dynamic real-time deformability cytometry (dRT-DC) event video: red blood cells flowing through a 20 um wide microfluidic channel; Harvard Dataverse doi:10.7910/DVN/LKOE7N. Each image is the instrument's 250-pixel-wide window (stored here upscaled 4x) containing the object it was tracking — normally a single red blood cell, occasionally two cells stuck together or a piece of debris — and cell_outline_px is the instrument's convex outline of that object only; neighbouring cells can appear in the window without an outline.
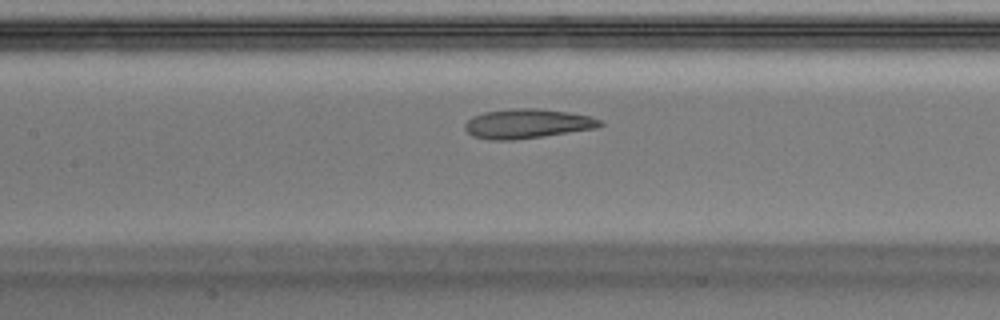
{"species": "Egyptian fruit bat (a non-hibernating species)", "species_latin": "Rousettus aegyptiacus", "temperature_condition": "warm", "stored_images_in_passage": 47, "camera_frame_rate_fps": 3000, "um_per_image_px": 0.085, "animal": {"sex": "male"}, "frame": {"image": 1, "passage_image": 21, "time_ms": 6.667, "image_size_px": [1000, 320], "cell_outline_px": [[604, 124], [596, 128], [516, 140], [488, 140], [472, 136], [464, 128], [464, 124], [472, 116], [484, 112], [512, 108], [536, 108], [568, 112], [588, 116], [600, 120]], "centroid_in_image_um": [44.77, 10.51], "position_along_channel_um": 162.6, "area_um2": 23.18}, "authors_computed_cell_mechanics": {"area_um2": 24.0448, "velocity_mm_per_s": 4.0724, "shape_relaxation_time_tau1_ms": 10.1649, "shape_relaxation_time_tau2_ms": 2.0715, "deformation_change_tau1": 0.2499, "deformation_change_tau2": 0.0925}}